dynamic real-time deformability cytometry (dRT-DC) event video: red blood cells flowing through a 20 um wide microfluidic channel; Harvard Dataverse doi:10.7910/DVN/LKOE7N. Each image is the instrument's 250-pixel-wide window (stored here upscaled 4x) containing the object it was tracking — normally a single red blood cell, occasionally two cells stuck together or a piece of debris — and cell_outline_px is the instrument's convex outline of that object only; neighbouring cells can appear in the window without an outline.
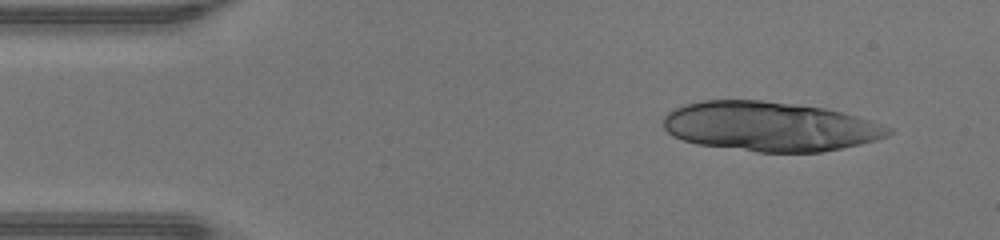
{"species": "human", "species_latin": "Homo sapiens", "temperature_condition": "warm", "stored_images_in_passage": 44, "camera_frame_rate_fps": 3000, "um_per_image_px": 0.085, "donor": {"sex": "male"}, "frame": {"image": 1, "passage_image": 4, "time_ms": 1.0, "image_size_px": [1000, 240], "cell_outline_px": [[892, 132], [888, 136], [876, 140], [860, 144], [820, 152], [756, 152], [696, 144], [672, 136], [664, 128], [664, 116], [668, 112], [684, 104], [704, 100], [760, 100], [824, 108], [856, 116], [892, 128]], "centroid_in_image_um": [65.41, 10.75], "position_along_channel_um": 19.6, "area_um2": 64.68}}
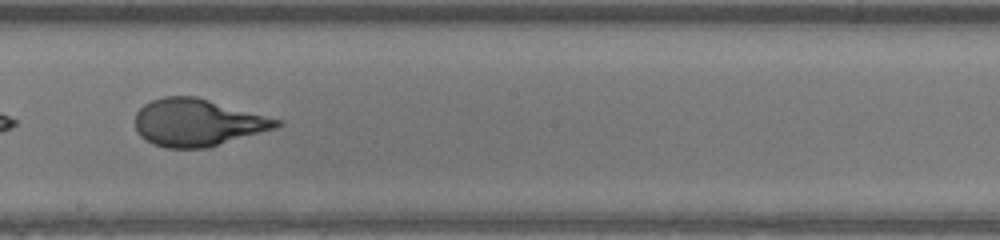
{"frame": {"image": 2, "passage_image": 25, "time_ms": 8.0, "image_size_px": [1000, 240], "cell_outline_px": [[284, 124], [276, 128], [208, 148], [164, 148], [152, 144], [140, 136], [136, 132], [136, 112], [144, 104], [152, 100], [164, 96], [196, 96], [284, 120]], "centroid_in_image_um": [16.81, 10.42], "position_along_channel_um": 231.4, "area_um2": 39.3}}
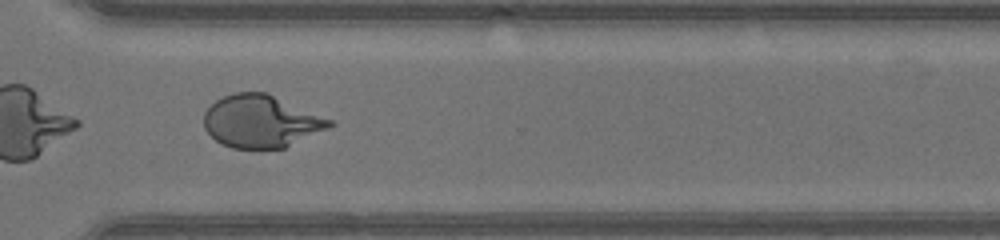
{"frame": {"image": 3, "passage_image": 33, "time_ms": 10.667, "image_size_px": [1000, 240], "cell_outline_px": [[336, 124], [328, 128], [284, 148], [232, 148], [220, 144], [204, 128], [204, 112], [216, 100], [224, 96], [236, 92], [268, 92], [332, 120]], "centroid_in_image_um": [22.18, 10.3], "position_along_channel_um": 348.4, "area_um2": 38.32}, "authors_computed_cell_mechanics": {"area_um2": 41.4426, "velocity_mm_per_s": 4.3978, "shape_relaxation_time_tau1_ms": 5.2617, "shape_relaxation_time_tau2_ms": null, "deformation_change_tau1": 0.29, "deformation_change_tau2": null}}